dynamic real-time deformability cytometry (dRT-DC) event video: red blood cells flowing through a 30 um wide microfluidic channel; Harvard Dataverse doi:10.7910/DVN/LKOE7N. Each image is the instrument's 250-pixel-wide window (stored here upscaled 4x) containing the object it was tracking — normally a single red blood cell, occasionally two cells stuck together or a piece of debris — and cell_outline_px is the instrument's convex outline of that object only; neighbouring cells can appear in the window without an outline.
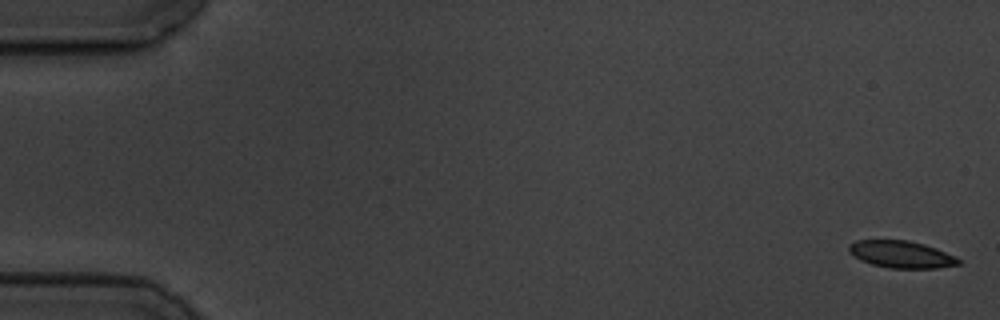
{"species": "common noctule bat (a hibernating species)", "species_latin": "Nyctalus noctula", "temperature_condition": "cold", "stored_images_in_passage": 6, "camera_frame_rate_fps": 3000, "um_per_image_px": 0.085, "animal": {"sex": "male", "body_mass_g": 19.5, "forearm_length_mm": 54.6}, "frame": {"image": 1, "passage_image": 1, "time_ms": 0.0, "image_size_px": [1000, 320], "cell_outline_px": [[964, 260], [960, 264], [936, 268], [888, 268], [872, 264], [860, 260], [848, 252], [848, 244], [856, 240], [908, 240], [924, 244], [936, 248], [956, 256]], "centroid_in_image_um": [76.62, 21.62], "position_along_channel_um": 8.4, "area_um2": 17.51}}
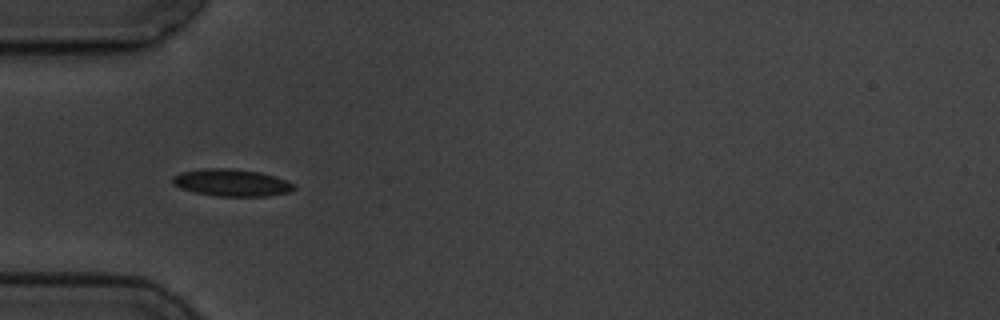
{"frame": {"image": 2, "passage_image": 5, "time_ms": 5.667, "image_size_px": [1000, 320], "cell_outline_px": [[296, 188], [288, 192], [268, 196], [216, 196], [192, 192], [180, 188], [172, 184], [172, 176], [180, 172], [204, 168], [232, 168], [260, 172], [276, 176], [296, 184]], "centroid_in_image_um": [19.67, 15.52], "position_along_channel_um": 65.3, "area_um2": 19.48}}
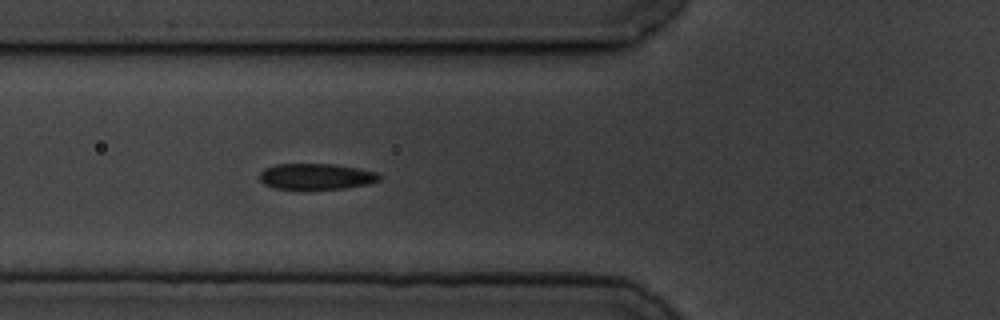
{"frame": {"image": 3, "passage_image": 6, "time_ms": 6.667, "image_size_px": [1000, 320], "cell_outline_px": [[380, 180], [368, 184], [344, 188], [304, 192], [276, 188], [264, 184], [260, 180], [260, 172], [264, 168], [276, 164], [336, 164], [360, 168], [376, 172], [380, 176]], "centroid_in_image_um": [26.85, 15.03], "position_along_channel_um": 98.9, "area_um2": 18.9}}